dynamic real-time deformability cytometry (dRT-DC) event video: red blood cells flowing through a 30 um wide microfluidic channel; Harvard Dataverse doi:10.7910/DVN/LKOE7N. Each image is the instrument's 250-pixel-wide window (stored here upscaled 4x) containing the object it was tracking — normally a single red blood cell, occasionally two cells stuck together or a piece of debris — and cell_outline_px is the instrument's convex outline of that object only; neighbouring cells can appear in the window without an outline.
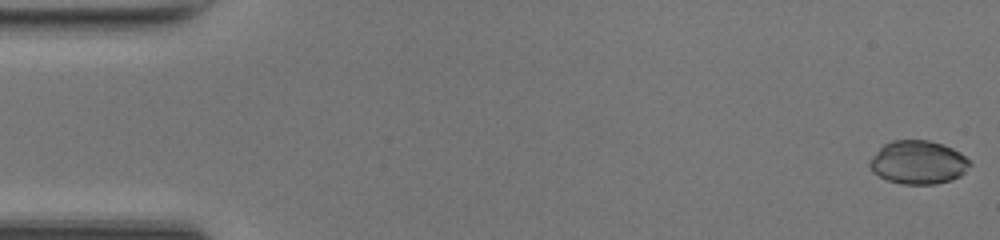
{"species": "common noctule bat (a hibernating species)", "species_latin": "Nyctalus noctula", "temperature_condition": "room temperature", "stored_images_in_passage": 46, "camera_frame_rate_fps": 3000, "um_per_image_px": 0.085, "animal": {"sex": "female", "body_mass_g": 17.0, "forearm_length_mm": 48.0}, "frame": {"image": 1, "passage_image": 1, "time_ms": 0.0, "image_size_px": [1000, 240], "cell_outline_px": [[972, 164], [960, 176], [936, 184], [904, 184], [888, 180], [872, 172], [868, 164], [880, 148], [884, 144], [892, 140], [928, 140], [944, 144], [960, 152]], "centroid_in_image_um": [78.05, 13.79], "position_along_channel_um": 6.9, "area_um2": 25.14}}
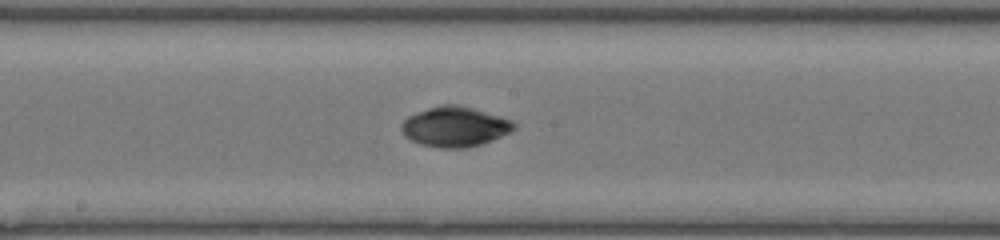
{"frame": {"image": 2, "passage_image": 26, "time_ms": 8.333, "image_size_px": [1000, 240], "cell_outline_px": [[516, 128], [492, 140], [468, 148], [440, 148], [420, 144], [404, 136], [400, 128], [400, 124], [408, 116], [416, 112], [440, 104], [460, 104], [500, 116], [512, 120], [516, 124]], "centroid_in_image_um": [38.63, 10.76], "position_along_channel_um": 209.6, "area_um2": 26.41}}
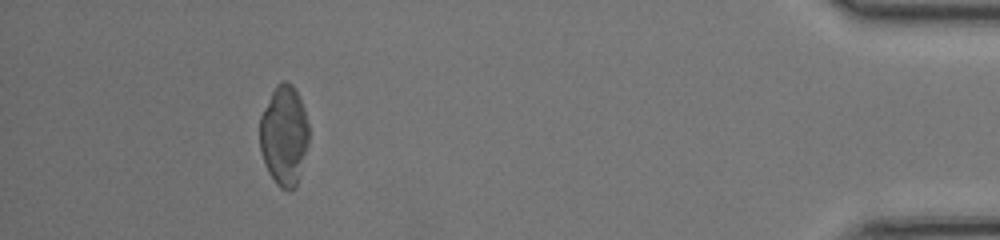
{"frame": {"image": 3, "passage_image": 45, "time_ms": 14.667, "image_size_px": [1000, 240], "cell_outline_px": [[308, 144], [296, 188], [288, 192], [280, 188], [276, 184], [268, 172], [264, 164], [260, 148], [260, 116], [276, 84], [284, 80], [292, 84], [300, 96], [304, 108], [308, 124]], "centroid_in_image_um": [24.14, 11.53], "position_along_channel_um": 411.1, "area_um2": 28.84}}